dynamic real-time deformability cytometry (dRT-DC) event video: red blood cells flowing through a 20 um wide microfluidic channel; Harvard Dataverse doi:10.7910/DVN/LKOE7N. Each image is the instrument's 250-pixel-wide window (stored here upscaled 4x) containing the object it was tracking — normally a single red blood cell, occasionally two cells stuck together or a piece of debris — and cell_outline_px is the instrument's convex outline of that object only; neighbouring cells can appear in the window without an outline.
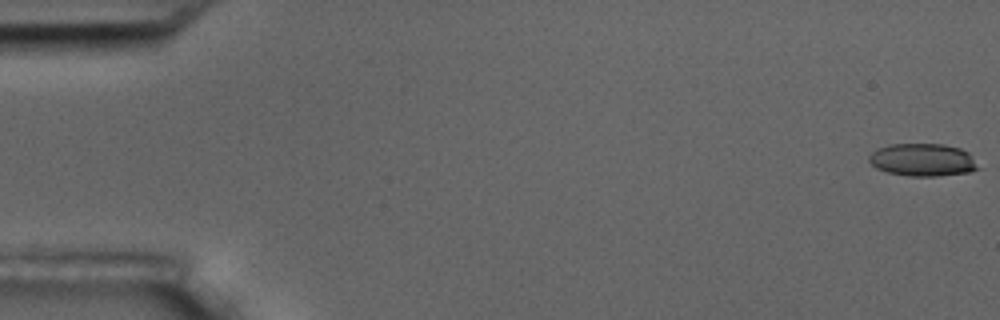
{"species": "common noctule bat (a hibernating species)", "species_latin": "Nyctalus noctula", "temperature_condition": "room temperature", "stored_images_in_passage": 8, "camera_frame_rate_fps": 3000, "um_per_image_px": 0.085, "animal": {"sex": "male", "body_mass_g": 17.5, "forearm_length_mm": 52.3}, "frame": {"image": 1, "passage_image": 1, "time_ms": 0.0, "image_size_px": [1000, 320], "cell_outline_px": [[980, 168], [972, 172], [940, 176], [908, 176], [888, 172], [876, 168], [868, 160], [868, 156], [872, 152], [888, 144], [944, 144], [960, 148], [968, 152]], "centroid_in_image_um": [78.45, 13.59], "position_along_channel_um": 6.6, "area_um2": 20.87}}
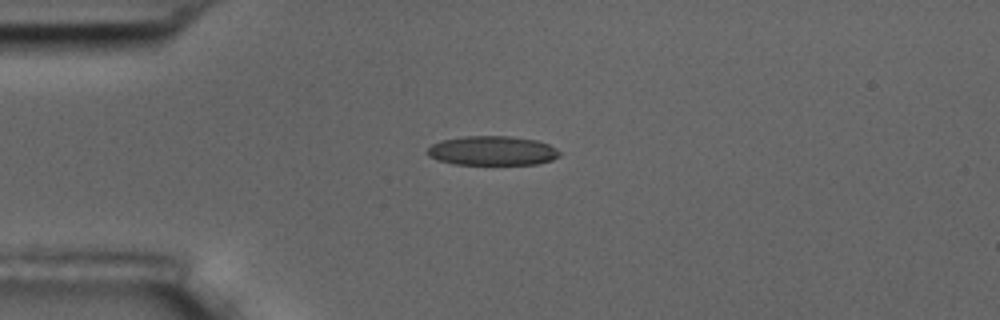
{"frame": {"image": 2, "passage_image": 5, "time_ms": 4.667, "image_size_px": [1000, 320], "cell_outline_px": [[560, 156], [552, 160], [536, 164], [452, 164], [436, 160], [428, 156], [428, 148], [432, 144], [440, 140], [464, 136], [512, 136], [536, 140], [548, 144], [556, 148], [560, 152]], "centroid_in_image_um": [41.83, 12.81], "position_along_channel_um": 43.2, "area_um2": 22.72}}